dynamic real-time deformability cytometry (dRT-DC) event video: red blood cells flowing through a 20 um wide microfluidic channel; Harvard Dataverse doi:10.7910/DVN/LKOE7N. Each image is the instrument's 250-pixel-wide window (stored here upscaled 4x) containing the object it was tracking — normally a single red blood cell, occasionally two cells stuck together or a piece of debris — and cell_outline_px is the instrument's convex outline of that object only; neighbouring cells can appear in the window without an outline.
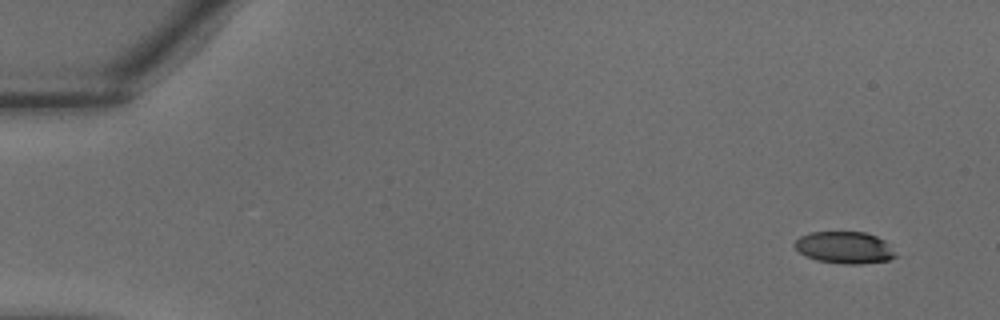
{"species": "common noctule bat (a hibernating species)", "species_latin": "Nyctalus noctula", "temperature_condition": "warm", "stored_images_in_passage": 38, "camera_frame_rate_fps": 3000, "um_per_image_px": 0.085, "animal": {"sex": "male", "body_mass_g": 18.8}, "frame": {"image": 1, "passage_image": 3, "time_ms": 0.667, "image_size_px": [1000, 320], "cell_outline_px": [[896, 256], [888, 260], [860, 264], [844, 264], [816, 260], [800, 252], [792, 244], [800, 236], [812, 232], [864, 232], [876, 236], [884, 240]], "centroid_in_image_um": [71.75, 21.04], "position_along_channel_um": 13.2, "area_um2": 18.5}}
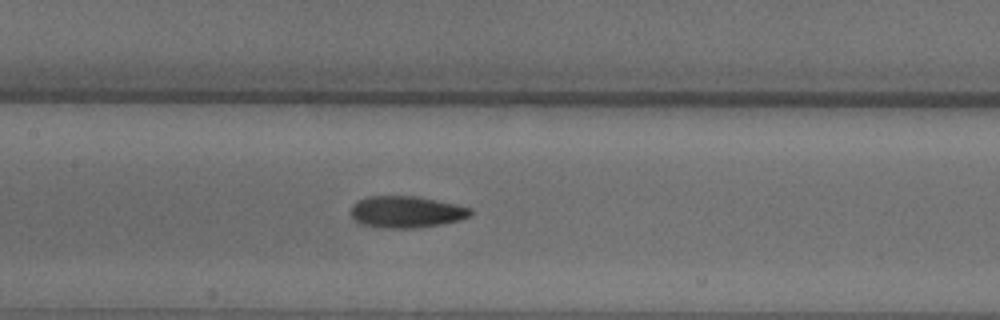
{"frame": {"image": 2, "passage_image": 19, "time_ms": 6.0, "image_size_px": [1000, 320], "cell_outline_px": [[472, 216], [460, 220], [440, 224], [416, 228], [380, 228], [360, 224], [352, 216], [352, 204], [356, 200], [368, 196], [416, 196], [472, 208]], "centroid_in_image_um": [34.52, 18.01], "position_along_channel_um": 172.9, "area_um2": 22.14}}
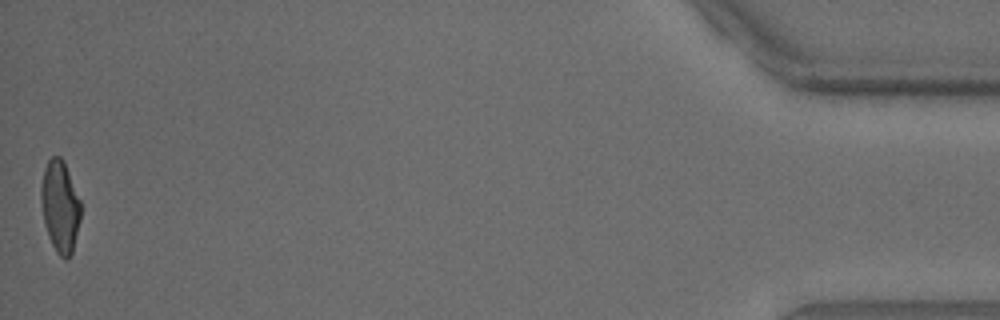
{"frame": {"image": 3, "passage_image": 38, "time_ms": 12.333, "image_size_px": [1000, 320], "cell_outline_px": [[80, 220], [72, 252], [68, 260], [64, 260], [56, 252], [48, 236], [44, 224], [40, 200], [40, 188], [44, 168], [48, 160], [52, 156], [60, 156], [64, 160], [80, 200]], "centroid_in_image_um": [5.09, 17.54], "position_along_channel_um": 430.1, "area_um2": 21.39}}